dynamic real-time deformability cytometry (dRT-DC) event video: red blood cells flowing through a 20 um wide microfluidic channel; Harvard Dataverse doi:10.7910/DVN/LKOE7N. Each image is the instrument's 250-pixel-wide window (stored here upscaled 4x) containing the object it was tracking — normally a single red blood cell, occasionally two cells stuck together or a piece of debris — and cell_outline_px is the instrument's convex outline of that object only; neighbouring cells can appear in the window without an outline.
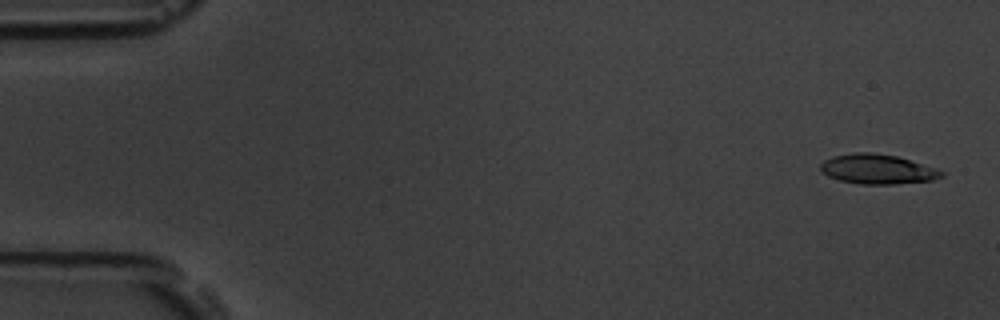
{"species": "common noctule bat (a hibernating species)", "species_latin": "Nyctalus noctula", "temperature_condition": "room temperature", "stored_images_in_passage": 53, "camera_frame_rate_fps": 3000, "um_per_image_px": 0.085, "animal": {"sex": "male", "body_mass_g": 19.5, "forearm_length_mm": 54.6}, "frame": {"image": 1, "passage_image": 2, "time_ms": 0.333, "image_size_px": [1000, 320], "cell_outline_px": [[944, 176], [932, 180], [892, 184], [860, 184], [840, 180], [828, 176], [820, 168], [820, 164], [824, 160], [832, 156], [852, 152], [872, 152], [896, 156], [944, 172]], "centroid_in_image_um": [74.52, 14.37], "position_along_channel_um": 10.5, "area_um2": 20.63}}
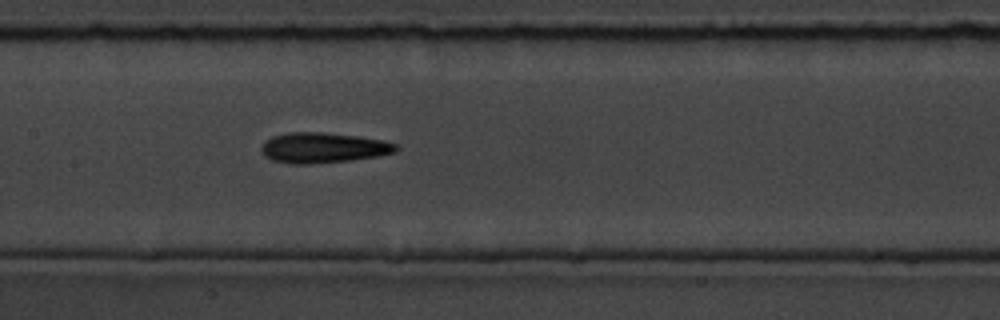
{"frame": {"image": 2, "passage_image": 26, "time_ms": 8.333, "image_size_px": [1000, 320], "cell_outline_px": [[400, 148], [396, 152], [376, 156], [352, 160], [308, 164], [292, 164], [272, 160], [264, 156], [260, 148], [264, 140], [272, 136], [288, 132], [324, 132], [356, 136], [384, 140], [396, 144]], "centroid_in_image_um": [27.45, 12.55], "position_along_channel_um": 180.0, "area_um2": 23.99}}
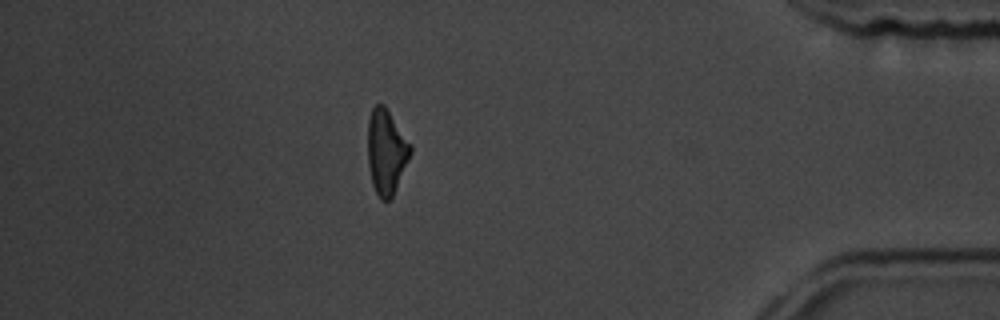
{"frame": {"image": 3, "passage_image": 47, "time_ms": 15.333, "image_size_px": [1000, 320], "cell_outline_px": [[412, 152], [392, 200], [380, 200], [372, 184], [368, 164], [368, 116], [372, 108], [376, 104], [384, 104], [412, 144]], "centroid_in_image_um": [32.85, 12.91], "position_along_channel_um": 402.4, "area_um2": 21.5}, "authors_computed_cell_mechanics": {"area_um2": 21.7906, "velocity_mm_per_s": 3.7924, "shape_relaxation_time_tau1_ms": 3.8043, "shape_relaxation_time_tau2_ms": 3.376, "deformation_change_tau1": 0.1608, "deformation_change_tau2": 0.1497}}